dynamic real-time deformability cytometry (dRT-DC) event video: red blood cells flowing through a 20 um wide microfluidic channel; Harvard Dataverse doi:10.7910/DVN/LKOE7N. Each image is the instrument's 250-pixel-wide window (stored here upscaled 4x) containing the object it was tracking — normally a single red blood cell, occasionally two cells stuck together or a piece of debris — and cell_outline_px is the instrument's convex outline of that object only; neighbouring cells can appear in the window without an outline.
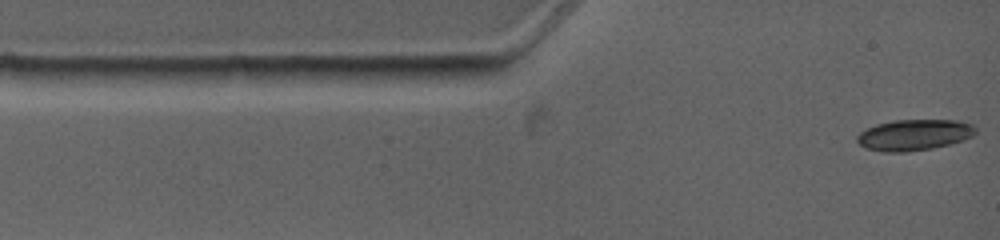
{"species": "common noctule bat (a hibernating species)", "species_latin": "Nyctalus noctula", "temperature_condition": "warm", "stored_images_in_passage": 3, "camera_frame_rate_fps": 4500, "um_per_image_px": 0.085, "animal": {"sex": "female", "body_mass_g": 19.0, "forearm_length_mm": 53.3}, "frame": {"image": 1, "passage_image": 1, "time_ms": 0.0, "image_size_px": [1000, 240], "cell_outline_px": [[976, 132], [972, 136], [948, 144], [932, 148], [904, 152], [884, 152], [868, 148], [860, 144], [856, 140], [856, 136], [860, 132], [876, 124], [896, 120], [960, 120], [972, 124], [976, 128]], "centroid_in_image_um": [77.7, 11.45], "position_along_channel_um": 7.3, "area_um2": 21.21}}
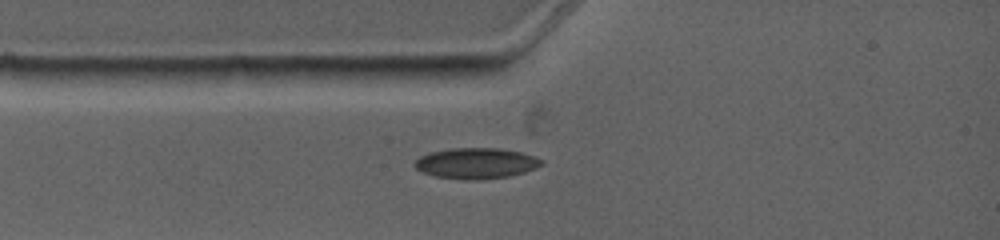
{"frame": {"image": 2, "passage_image": 3, "time_ms": 2.0, "image_size_px": [1000, 240], "cell_outline_px": [[544, 164], [536, 168], [524, 172], [508, 176], [476, 180], [468, 180], [436, 176], [424, 172], [416, 168], [412, 164], [420, 156], [432, 152], [452, 148], [500, 148], [520, 152], [536, 156], [544, 160]], "centroid_in_image_um": [40.51, 13.87], "position_along_channel_um": 44.5, "area_um2": 22.66}}